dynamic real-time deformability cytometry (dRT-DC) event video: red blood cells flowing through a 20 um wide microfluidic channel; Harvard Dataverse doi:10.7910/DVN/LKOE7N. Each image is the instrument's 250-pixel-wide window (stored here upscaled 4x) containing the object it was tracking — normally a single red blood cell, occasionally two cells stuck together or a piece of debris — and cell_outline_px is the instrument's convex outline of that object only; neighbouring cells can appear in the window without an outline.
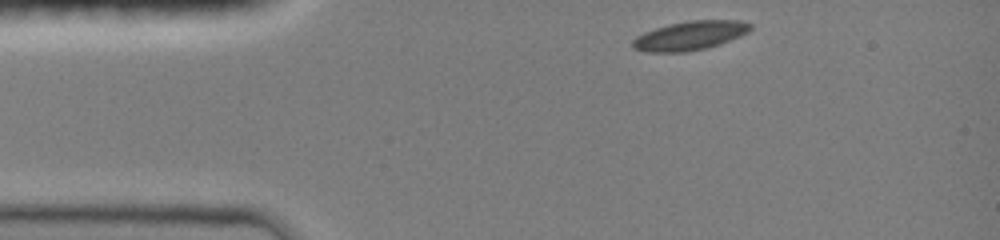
{"species": "common noctule bat (a hibernating species)", "species_latin": "Nyctalus noctula", "temperature_condition": "room temperature", "stored_images_in_passage": 4, "camera_frame_rate_fps": 3000, "um_per_image_px": 0.085, "animal": {"sex": "female", "body_mass_g": 19.0, "forearm_length_mm": 51.5}, "frame": {"image": 1, "passage_image": 1, "time_ms": 0.0, "image_size_px": [1000, 240], "cell_outline_px": [[752, 28], [748, 32], [740, 36], [720, 44], [704, 48], [684, 52], [644, 52], [632, 48], [632, 40], [636, 36], [644, 32], [668, 24], [688, 20], [740, 20], [752, 24]], "centroid_in_image_um": [58.63, 3.02], "position_along_channel_um": 26.4, "area_um2": 20.0}}
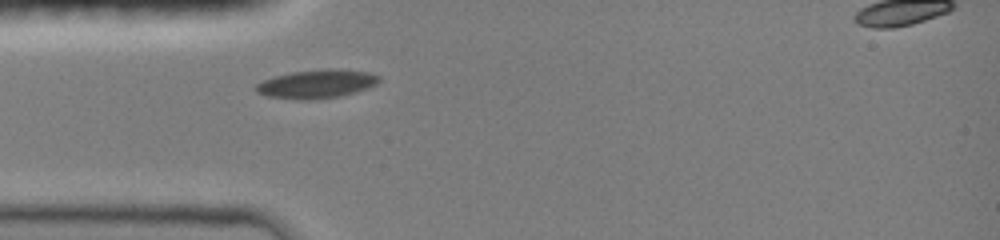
{"frame": {"image": 2, "passage_image": 4, "time_ms": 2.0, "image_size_px": [1000, 240], "cell_outline_px": [[380, 80], [376, 84], [368, 88], [340, 96], [308, 100], [268, 96], [256, 92], [252, 88], [256, 84], [264, 80], [276, 76], [292, 72], [328, 68], [336, 68], [368, 72], [380, 76]], "centroid_in_image_um": [26.92, 7.12], "position_along_channel_um": 58.1, "area_um2": 20.4}}